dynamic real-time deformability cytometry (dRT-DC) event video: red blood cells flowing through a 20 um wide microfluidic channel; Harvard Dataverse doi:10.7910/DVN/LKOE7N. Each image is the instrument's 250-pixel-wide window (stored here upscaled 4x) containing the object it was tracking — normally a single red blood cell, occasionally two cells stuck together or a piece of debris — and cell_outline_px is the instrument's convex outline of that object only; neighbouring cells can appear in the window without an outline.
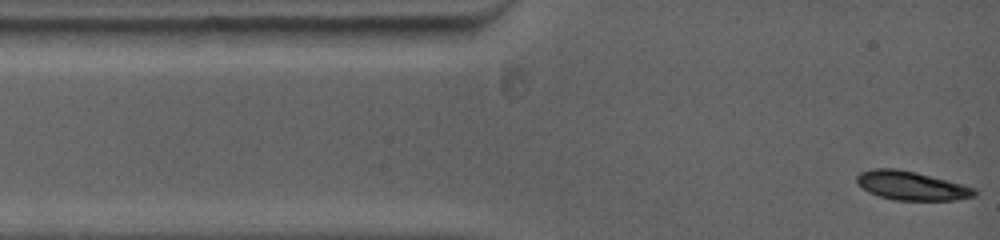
{"species": "common noctule bat (a hibernating species)", "species_latin": "Nyctalus noctula", "temperature_condition": "warm", "stored_images_in_passage": 41, "camera_frame_rate_fps": 5000, "um_per_image_px": 0.085, "animal": {"sex": "female", "body_mass_g": 19.0, "forearm_length_mm": 53.3}, "frame": {"image": 1, "passage_image": 1, "time_ms": 0.0, "image_size_px": [1000, 240], "cell_outline_px": [[976, 196], [956, 200], [892, 200], [868, 192], [856, 184], [856, 176], [860, 172], [872, 168], [896, 168], [916, 172], [964, 184], [976, 188]], "centroid_in_image_um": [77.46, 15.78], "position_along_channel_um": 7.5, "area_um2": 20.06}}
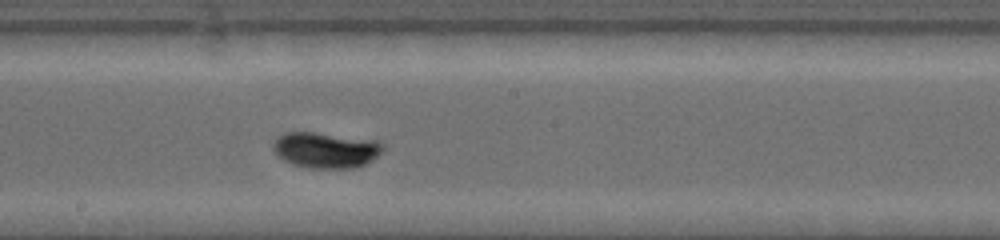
{"frame": {"image": 2, "passage_image": 24, "time_ms": 6.6, "image_size_px": [1000, 240], "cell_outline_px": [[384, 148], [372, 160], [356, 168], [308, 168], [292, 164], [276, 156], [272, 148], [272, 144], [284, 132], [316, 132], [372, 140], [384, 144]], "centroid_in_image_um": [27.64, 12.76], "position_along_channel_um": 220.6, "area_um2": 22.83}}
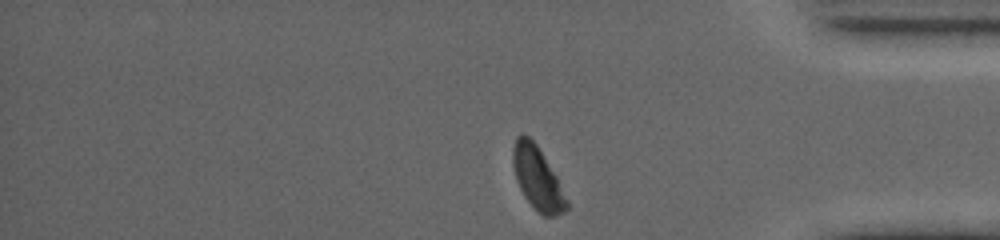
{"frame": {"image": 3, "passage_image": 41, "time_ms": 11.4, "image_size_px": [1000, 240], "cell_outline_px": [[568, 208], [564, 212], [556, 216], [544, 216], [524, 196], [516, 180], [512, 164], [512, 148], [516, 136], [520, 132], [524, 132], [536, 144], [556, 176], [568, 200]], "centroid_in_image_um": [45.66, 15.11], "position_along_channel_um": 389.5, "area_um2": 19.59}, "authors_computed_cell_mechanics": {"area_um2": 21.7328, "velocity_mm_per_s": 3.902, "shape_relaxation_time_tau1_ms": 3.0756, "shape_relaxation_time_tau2_ms": null, "deformation_change_tau1": 0.1615, "deformation_change_tau2": null}}